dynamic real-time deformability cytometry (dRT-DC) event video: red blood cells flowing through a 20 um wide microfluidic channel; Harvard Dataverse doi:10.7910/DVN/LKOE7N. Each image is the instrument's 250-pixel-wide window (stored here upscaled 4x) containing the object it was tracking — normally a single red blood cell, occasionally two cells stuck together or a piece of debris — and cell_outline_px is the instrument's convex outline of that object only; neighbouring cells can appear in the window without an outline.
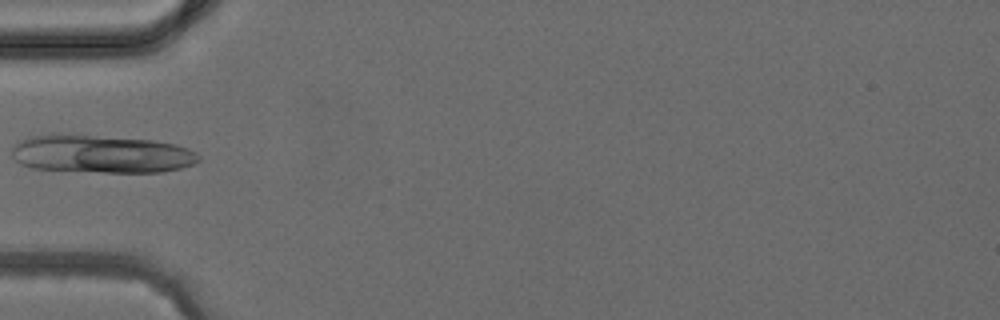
{"species": "common noctule bat (a hibernating species)", "species_latin": "Nyctalus noctula", "temperature_condition": "cold", "stored_images_in_passage": 1, "camera_frame_rate_fps": 3000, "um_per_image_px": 0.085, "animal": {"sex": "female", "body_mass_g": 24.6, "forearm_length_mm": 56.2}, "frame": {"image": 1, "passage_image": 1, "time_ms": 0.0, "image_size_px": [1000, 320], "cell_outline_px": [[200, 160], [192, 164], [180, 168], [164, 172], [104, 172], [32, 168], [20, 164], [12, 156], [12, 148], [20, 140], [28, 136], [52, 132], [72, 132], [152, 140], [176, 144], [188, 148], [196, 152], [200, 156]], "centroid_in_image_um": [8.56, 13.04], "position_along_channel_um": 76.4, "area_um2": 42.43}}